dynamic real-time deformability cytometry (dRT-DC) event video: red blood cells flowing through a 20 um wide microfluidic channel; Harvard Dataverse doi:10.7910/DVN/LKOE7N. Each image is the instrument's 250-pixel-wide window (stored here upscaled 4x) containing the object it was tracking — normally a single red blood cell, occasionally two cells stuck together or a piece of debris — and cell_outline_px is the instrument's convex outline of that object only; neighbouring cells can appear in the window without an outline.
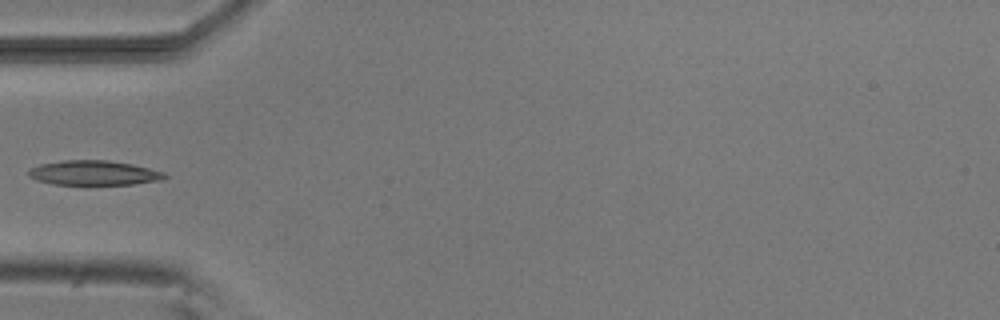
{"species": "common noctule bat (a hibernating species)", "species_latin": "Nyctalus noctula", "temperature_condition": "room temperature", "stored_images_in_passage": 4, "camera_frame_rate_fps": 3000, "um_per_image_px": 0.085, "animal": {"sex": "male", "body_mass_g": 20.5, "forearm_length_mm": 52.5}, "frame": {"image": 1, "passage_image": 4, "time_ms": 4.0, "image_size_px": [1000, 320], "cell_outline_px": [[168, 176], [160, 180], [132, 184], [88, 188], [52, 184], [36, 180], [28, 176], [28, 172], [32, 168], [40, 164], [64, 160], [108, 160], [132, 164], [164, 172]], "centroid_in_image_um": [7.95, 14.75], "position_along_channel_um": 77.1, "area_um2": 20.52}}